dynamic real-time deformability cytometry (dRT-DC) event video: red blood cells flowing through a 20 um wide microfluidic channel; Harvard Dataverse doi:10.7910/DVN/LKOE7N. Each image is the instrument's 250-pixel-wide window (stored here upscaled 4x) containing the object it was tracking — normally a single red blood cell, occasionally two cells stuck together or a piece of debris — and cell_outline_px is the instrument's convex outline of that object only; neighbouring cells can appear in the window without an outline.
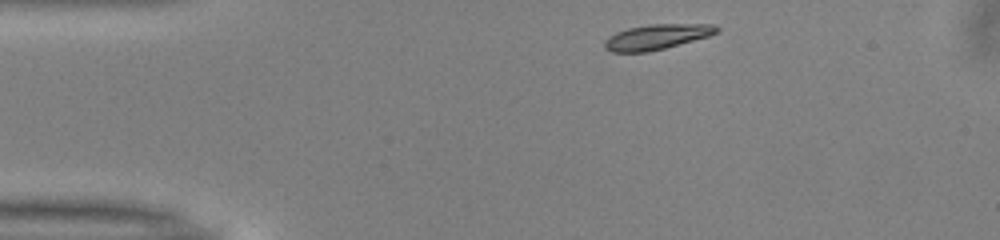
{"species": "common noctule bat (a hibernating species)", "species_latin": "Nyctalus noctula", "temperature_condition": "warm", "stored_images_in_passage": 32, "camera_frame_rate_fps": 3000, "um_per_image_px": 0.085, "animal": {"sex": "male", "body_mass_g": 13.0, "forearm_length_mm": 53.1}, "frame": {"image": 1, "passage_image": 1, "time_ms": 0.0, "image_size_px": [1000, 240], "cell_outline_px": [[720, 32], [708, 36], [664, 48], [648, 52], [612, 52], [604, 48], [604, 40], [608, 36], [616, 32], [628, 28], [652, 24], [712, 24], [720, 28]], "centroid_in_image_um": [55.81, 3.13], "position_along_channel_um": 29.2, "area_um2": 16.42}}
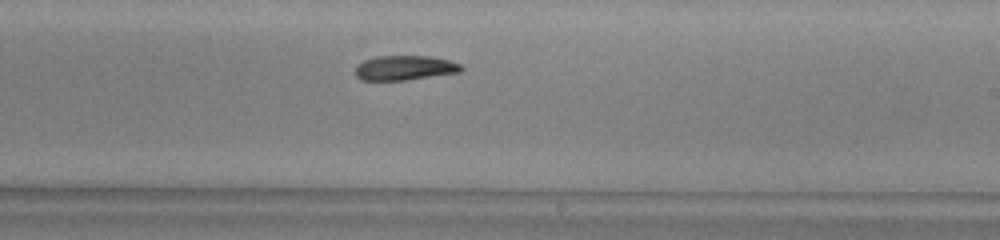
{"frame": {"image": 2, "passage_image": 22, "time_ms": 7.0, "image_size_px": [1000, 240], "cell_outline_px": [[464, 68], [460, 72], [404, 80], [360, 80], [356, 76], [356, 64], [364, 60], [376, 56], [432, 56], [448, 60], [460, 64]], "centroid_in_image_um": [34.38, 5.76], "position_along_channel_um": 254.6, "area_um2": 15.2}}
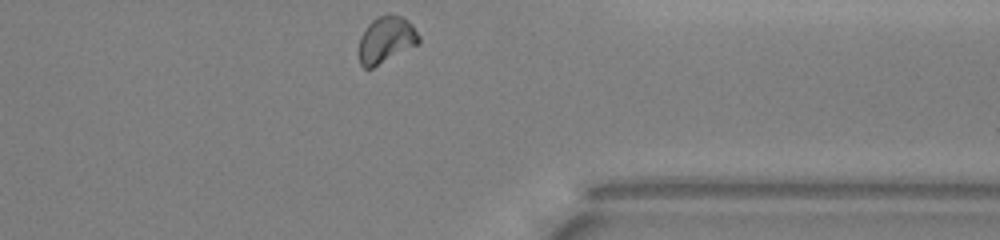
{"frame": {"image": 3, "passage_image": 32, "time_ms": 10.333, "image_size_px": [1000, 240], "cell_outline_px": [[420, 44], [372, 68], [364, 68], [360, 64], [360, 36], [368, 24], [376, 16], [388, 12], [404, 16], [412, 24], [420, 36]], "centroid_in_image_um": [32.86, 3.33], "position_along_channel_um": 378.5, "area_um2": 16.65}, "authors_computed_cell_mechanics": {"area_um2": 16.0395, "velocity_mm_per_s": 3.9924, "shape_relaxation_time_tau1_ms": 2.777, "shape_relaxation_time_tau2_ms": 5.7073, "deformation_change_tau1": 0.1182, "deformation_change_tau2": 0.0839}}